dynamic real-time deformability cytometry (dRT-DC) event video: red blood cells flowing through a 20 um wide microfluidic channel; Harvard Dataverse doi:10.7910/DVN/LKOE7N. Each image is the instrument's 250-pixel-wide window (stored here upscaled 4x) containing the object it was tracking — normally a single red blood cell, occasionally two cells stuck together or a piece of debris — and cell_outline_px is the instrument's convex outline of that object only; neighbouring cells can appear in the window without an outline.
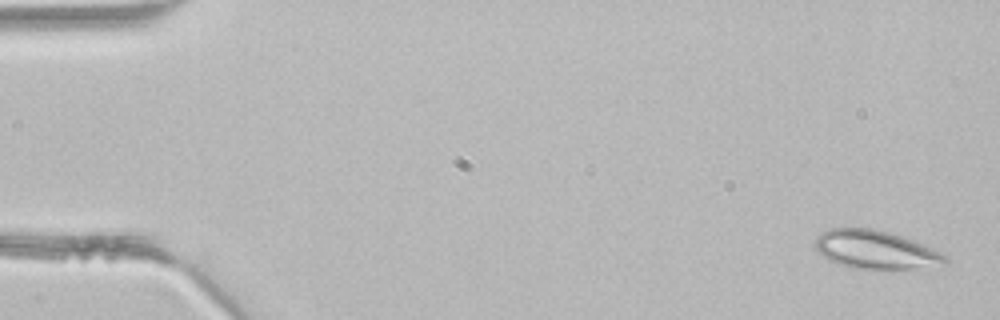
{"species": "common noctule bat (a hibernating species)", "species_latin": "Nyctalus noctula", "temperature_condition": "room temperature", "stored_images_in_passage": 4, "camera_frame_rate_fps": 3000, "um_per_image_px": 0.085, "animal": {"sex": "male", "body_mass_g": 21.5, "forearm_length_mm": 52.0}, "frame": {"image": 1, "passage_image": 1, "time_ms": 0.0, "image_size_px": [1000, 320], "cell_outline_px": [[948, 264], [912, 268], [852, 268], [836, 264], [828, 260], [816, 252], [816, 236], [820, 232], [828, 228], [872, 228], [888, 232], [912, 240], [932, 248], [940, 252], [948, 260]], "centroid_in_image_um": [74.35, 21.21], "position_along_channel_um": 10.7, "area_um2": 28.9}}